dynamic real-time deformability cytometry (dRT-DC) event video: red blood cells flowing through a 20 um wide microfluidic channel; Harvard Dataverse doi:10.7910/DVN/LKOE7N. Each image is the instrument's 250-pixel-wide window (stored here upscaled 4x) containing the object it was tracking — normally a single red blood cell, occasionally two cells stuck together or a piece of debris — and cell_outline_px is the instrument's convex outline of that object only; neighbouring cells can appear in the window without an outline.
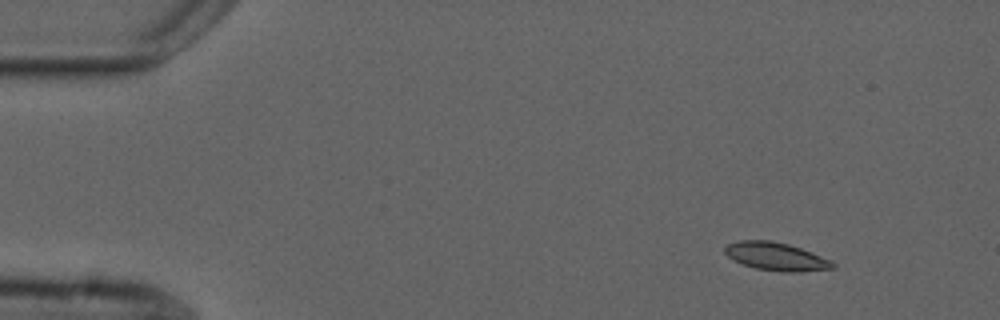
{"species": "common noctule bat (a hibernating species)", "species_latin": "Nyctalus noctula", "temperature_condition": "cold", "stored_images_in_passage": 5, "camera_frame_rate_fps": 3000, "um_per_image_px": 0.085, "animal": {"sex": "male", "forearm_length_mm": 52.5}, "frame": {"image": 1, "passage_image": 2, "time_ms": 1.333, "image_size_px": [1000, 320], "cell_outline_px": [[836, 268], [800, 272], [784, 272], [756, 268], [744, 264], [728, 256], [724, 252], [724, 248], [728, 244], [740, 240], [772, 240], [788, 244], [800, 248], [832, 260], [836, 264]], "centroid_in_image_um": [66.01, 21.8], "position_along_channel_um": 19.0, "area_um2": 17.57}}
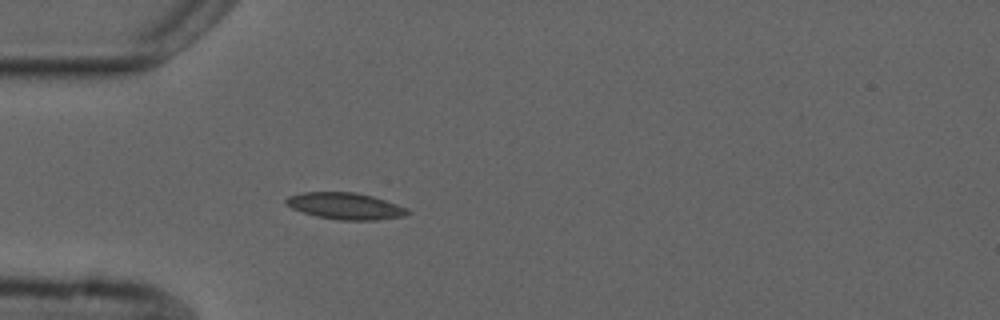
{"frame": {"image": 2, "passage_image": 5, "time_ms": 4.667, "image_size_px": [1000, 320], "cell_outline_px": [[412, 212], [404, 216], [376, 220], [340, 220], [316, 216], [292, 208], [284, 204], [284, 200], [288, 196], [304, 192], [356, 192], [372, 196], [408, 208]], "centroid_in_image_um": [29.35, 17.51], "position_along_channel_um": 55.6, "area_um2": 18.84}}